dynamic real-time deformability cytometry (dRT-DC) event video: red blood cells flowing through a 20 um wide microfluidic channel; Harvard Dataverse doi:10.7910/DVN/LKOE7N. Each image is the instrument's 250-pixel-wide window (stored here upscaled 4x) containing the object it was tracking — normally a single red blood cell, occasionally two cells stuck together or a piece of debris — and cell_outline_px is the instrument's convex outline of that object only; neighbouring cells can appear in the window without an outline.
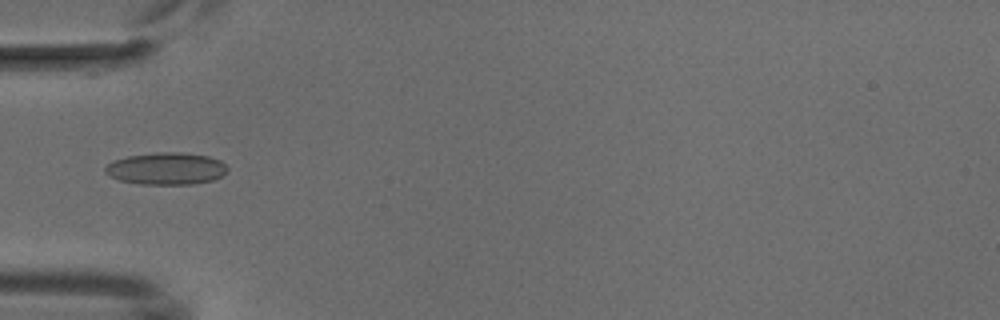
{"species": "common noctule bat (a hibernating species)", "species_latin": "Nyctalus noctula", "temperature_condition": "cold", "stored_images_in_passage": 6, "camera_frame_rate_fps": 3000, "um_per_image_px": 0.085, "animal": {"sex": "male", "body_mass_g": 18.8}, "frame": {"image": 1, "passage_image": 5, "time_ms": 4.667, "image_size_px": [1000, 320], "cell_outline_px": [[228, 172], [212, 180], [192, 184], [140, 184], [120, 180], [104, 172], [104, 168], [112, 160], [128, 156], [156, 152], [180, 152], [208, 156], [220, 160], [228, 168]], "centroid_in_image_um": [14.13, 14.32], "position_along_channel_um": 70.9, "area_um2": 22.83}}
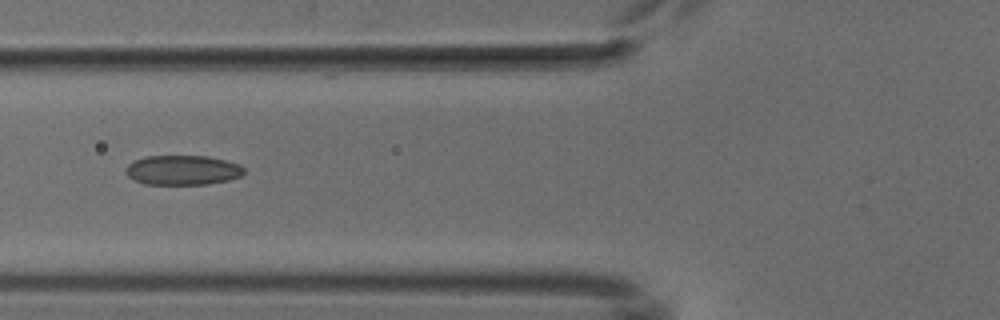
{"frame": {"image": 2, "passage_image": 6, "time_ms": 5.667, "image_size_px": [1000, 320], "cell_outline_px": [[244, 172], [240, 176], [228, 180], [208, 184], [144, 184], [128, 176], [124, 172], [128, 164], [144, 156], [208, 156], [240, 164], [244, 168]], "centroid_in_image_um": [15.52, 14.46], "position_along_channel_um": 110.3, "area_um2": 20.4}}